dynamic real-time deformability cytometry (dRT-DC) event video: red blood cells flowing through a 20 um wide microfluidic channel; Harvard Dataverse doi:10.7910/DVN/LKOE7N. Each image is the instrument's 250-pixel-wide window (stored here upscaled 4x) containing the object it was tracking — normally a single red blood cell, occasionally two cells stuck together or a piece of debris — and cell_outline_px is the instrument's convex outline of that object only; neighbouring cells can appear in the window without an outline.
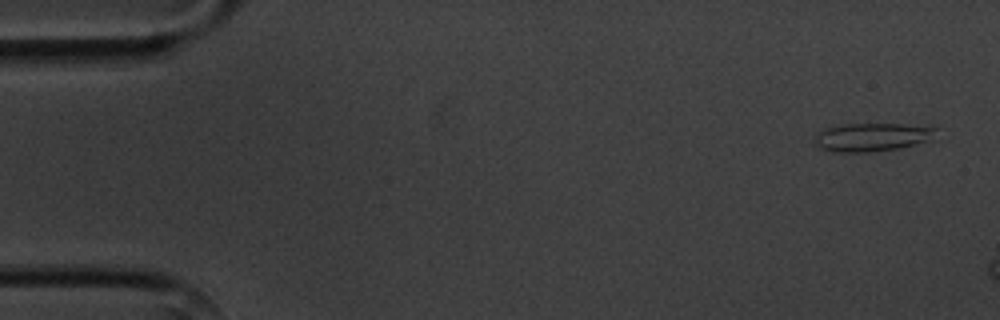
{"species": "common noctule bat (a hibernating species)", "species_latin": "Nyctalus noctula", "temperature_condition": "cold", "stored_images_in_passage": 3, "camera_frame_rate_fps": 3000, "um_per_image_px": 0.085, "animal": {"sex": "male", "body_mass_g": 20.1, "forearm_length_mm": 53.5}, "frame": {"image": 1, "passage_image": 1, "time_ms": 0.0, "image_size_px": [1000, 320], "cell_outline_px": [[936, 140], [900, 148], [872, 152], [836, 152], [820, 148], [812, 144], [816, 132], [840, 124], [904, 124], [936, 128]], "centroid_in_image_um": [74.13, 11.67], "position_along_channel_um": 10.9, "area_um2": 20.46}}